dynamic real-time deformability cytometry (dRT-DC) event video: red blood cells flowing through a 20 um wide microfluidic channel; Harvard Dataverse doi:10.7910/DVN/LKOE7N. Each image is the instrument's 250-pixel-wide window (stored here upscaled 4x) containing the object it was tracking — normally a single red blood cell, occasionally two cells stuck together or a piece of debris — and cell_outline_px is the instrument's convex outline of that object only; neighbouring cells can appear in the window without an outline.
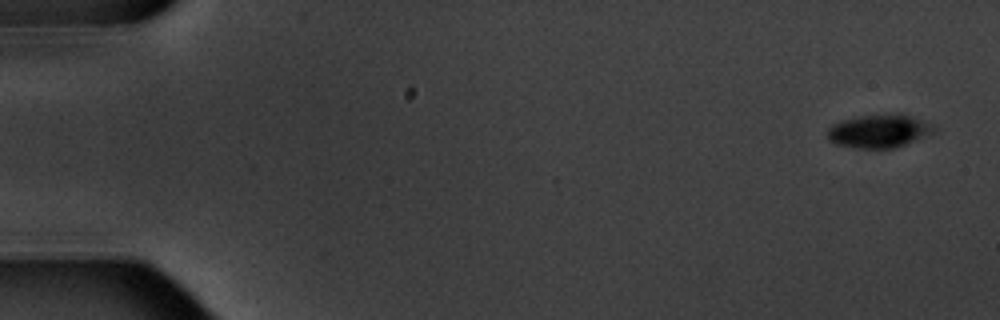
{"species": "common noctule bat (a hibernating species)", "species_latin": "Nyctalus noctula", "temperature_condition": "warm", "stored_images_in_passage": 5, "segment_of_instrument_passage": [2, 2], "camera_frame_rate_fps": 3000, "um_per_image_px": 0.085, "animal": {"sex": "male", "body_mass_g": 20.1, "forearm_length_mm": 53.5}, "frame": {"image": 1, "passage_image": 5, "time_ms": 4.667, "image_size_px": [1000, 320], "cell_outline_px": [[940, 128], [916, 140], [896, 148], [852, 148], [836, 144], [828, 140], [828, 128], [832, 124], [840, 120], [860, 116], [900, 112]], "centroid_in_image_um": [74.69, 11.13], "position_along_channel_um": 10.3, "area_um2": 20.81}}